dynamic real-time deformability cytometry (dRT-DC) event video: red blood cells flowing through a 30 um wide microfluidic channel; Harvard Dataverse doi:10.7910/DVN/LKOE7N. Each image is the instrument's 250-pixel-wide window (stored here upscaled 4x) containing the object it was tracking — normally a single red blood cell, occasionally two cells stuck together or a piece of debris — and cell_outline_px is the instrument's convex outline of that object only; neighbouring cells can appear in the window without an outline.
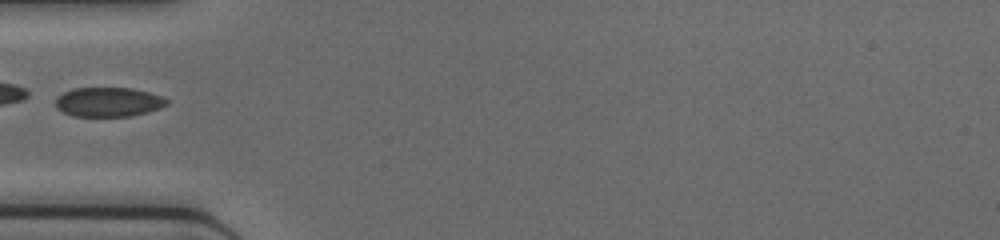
{"species": "common noctule bat (a hibernating species)", "species_latin": "Nyctalus noctula", "temperature_condition": "cold", "stored_images_in_passage": 31, "camera_frame_rate_fps": 3000, "um_per_image_px": 0.085, "animal": {"sex": "female", "body_mass_g": 17.0, "forearm_length_mm": 48.0}, "frame": {"image": 1, "passage_image": 1, "time_ms": 0.0, "image_size_px": [1000, 240], "cell_outline_px": [[168, 104], [160, 108], [148, 112], [132, 116], [72, 116], [56, 108], [56, 96], [72, 88], [132, 88], [148, 92], [160, 96], [168, 100]], "centroid_in_image_um": [9.2, 8.67], "position_along_channel_um": 75.8, "area_um2": 19.07}}